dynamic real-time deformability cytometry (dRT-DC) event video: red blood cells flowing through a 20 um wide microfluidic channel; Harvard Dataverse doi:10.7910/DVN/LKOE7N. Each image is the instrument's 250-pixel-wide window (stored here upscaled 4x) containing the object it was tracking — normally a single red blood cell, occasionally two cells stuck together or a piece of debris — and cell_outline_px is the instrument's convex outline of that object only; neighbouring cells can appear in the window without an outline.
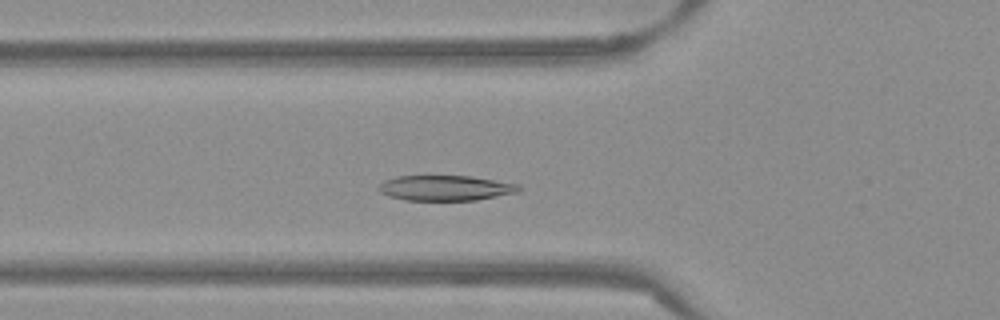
{"species": "Egyptian fruit bat (a non-hibernating species)", "species_latin": "Rousettus aegyptiacus", "temperature_condition": "warm", "stored_images_in_passage": 47, "camera_frame_rate_fps": 3000, "um_per_image_px": 0.085, "frame": {"image": 1, "passage_image": 13, "time_ms": 4.0, "image_size_px": [1000, 320], "cell_outline_px": [[524, 188], [520, 192], [476, 200], [404, 200], [388, 196], [380, 192], [376, 188], [384, 180], [396, 176], [472, 176], [520, 184]], "centroid_in_image_um": [37.9, 15.98], "position_along_channel_um": 87.9, "area_um2": 20.92}}
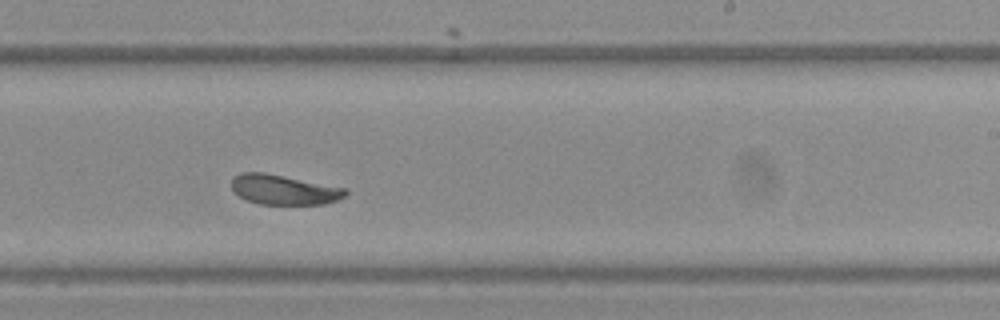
{"frame": {"image": 2, "passage_image": 27, "time_ms": 8.667, "image_size_px": [1000, 320], "cell_outline_px": [[348, 192], [340, 200], [324, 204], [260, 204], [248, 200], [240, 196], [232, 188], [232, 176], [240, 172], [264, 172], [344, 188]], "centroid_in_image_um": [24.11, 16.12], "position_along_channel_um": 264.9, "area_um2": 19.65}}
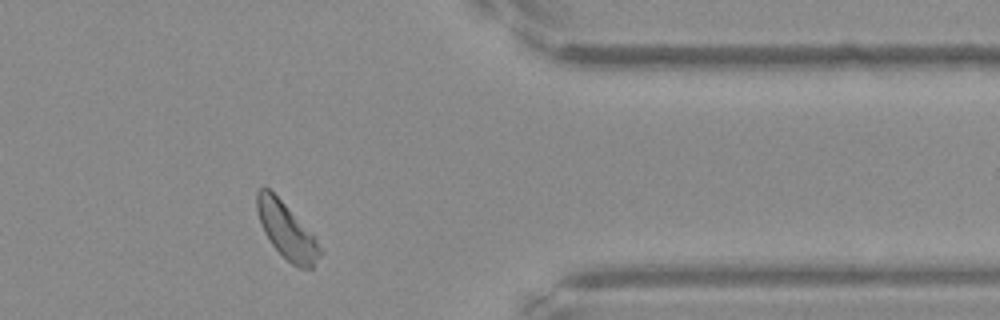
{"frame": {"image": 3, "passage_image": 38, "time_ms": 12.333, "image_size_px": [1000, 320], "cell_outline_px": [[324, 252], [312, 268], [300, 268], [292, 264], [272, 244], [264, 232], [260, 224], [256, 212], [256, 192], [260, 188], [268, 188], [316, 236]], "centroid_in_image_um": [24.39, 19.63], "position_along_channel_um": 387.0, "area_um2": 20.52}, "authors_computed_cell_mechanics": {"area_um2": 21.097, "velocity_mm_per_s": 3.7942, "shape_relaxation_time_tau1_ms": 2.1347, "shape_relaxation_time_tau2_ms": 8.622, "deformation_change_tau1": 0.1197, "deformation_change_tau2": 0.1476}}